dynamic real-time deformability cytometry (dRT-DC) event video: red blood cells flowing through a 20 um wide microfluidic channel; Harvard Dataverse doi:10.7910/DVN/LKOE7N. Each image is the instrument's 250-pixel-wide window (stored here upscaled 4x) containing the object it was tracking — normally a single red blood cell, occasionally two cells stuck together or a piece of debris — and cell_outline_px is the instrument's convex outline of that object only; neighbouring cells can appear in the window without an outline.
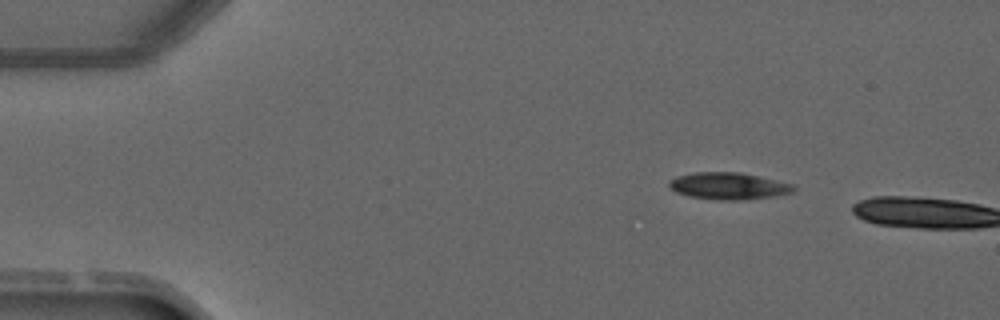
{"species": "common noctule bat (a hibernating species)", "species_latin": "Nyctalus noctula", "temperature_condition": "warm", "stored_images_in_passage": 2, "camera_frame_rate_fps": 3000, "um_per_image_px": 0.085, "animal": {"sex": "male", "forearm_length_mm": 52.5}, "frame": {"image": 1, "passage_image": 1, "time_ms": 0.0, "image_size_px": [1000, 320], "cell_outline_px": [[796, 188], [792, 192], [776, 196], [740, 200], [716, 200], [692, 196], [676, 192], [668, 184], [668, 180], [676, 176], [696, 172], [740, 172], [776, 180], [792, 184]], "centroid_in_image_um": [61.92, 15.8], "position_along_channel_um": 23.1, "area_um2": 19.42}}